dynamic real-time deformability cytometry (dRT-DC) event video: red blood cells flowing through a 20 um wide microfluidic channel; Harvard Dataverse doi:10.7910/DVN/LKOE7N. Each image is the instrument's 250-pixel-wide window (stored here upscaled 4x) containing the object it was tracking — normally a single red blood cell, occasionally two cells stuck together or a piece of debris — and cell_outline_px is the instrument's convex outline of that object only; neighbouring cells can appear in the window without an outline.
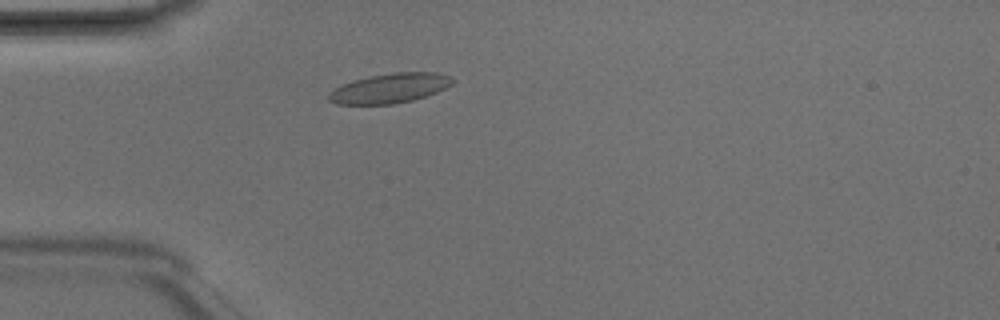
{"species": "Egyptian fruit bat (a non-hibernating species)", "species_latin": "Rousettus aegyptiacus", "temperature_condition": "room temperature", "stored_images_in_passage": 2, "camera_frame_rate_fps": 3000, "um_per_image_px": 0.085, "animal": {"sex": "male"}, "frame": {"image": 1, "passage_image": 2, "time_ms": 0.333, "image_size_px": [1000, 320], "cell_outline_px": [[452, 84], [436, 92], [412, 100], [392, 104], [336, 104], [328, 100], [328, 92], [352, 80], [368, 76], [392, 72], [436, 72], [452, 76]], "centroid_in_image_um": [33.11, 7.49], "position_along_channel_um": 51.9, "area_um2": 21.33}}